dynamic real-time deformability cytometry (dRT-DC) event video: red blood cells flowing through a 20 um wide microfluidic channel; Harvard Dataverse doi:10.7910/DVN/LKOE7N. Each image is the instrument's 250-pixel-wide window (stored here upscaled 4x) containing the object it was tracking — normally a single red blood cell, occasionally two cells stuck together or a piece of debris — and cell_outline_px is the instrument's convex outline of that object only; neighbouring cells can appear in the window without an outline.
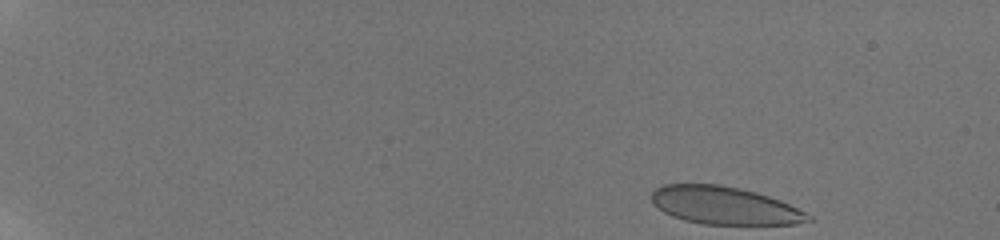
{"species": "human", "species_latin": "Homo sapiens", "temperature_condition": "room temperature", "stored_images_in_passage": 40, "camera_frame_rate_fps": 3000, "um_per_image_px": 0.085, "donor": {"sex": "male"}, "frame": {"image": 1, "passage_image": 1, "time_ms": 0.0, "image_size_px": [1000, 240], "cell_outline_px": [[812, 220], [796, 224], [704, 224], [684, 220], [672, 216], [664, 212], [652, 204], [652, 192], [656, 188], [664, 184], [720, 184], [740, 188], [756, 192], [780, 200], [812, 216]], "centroid_in_image_um": [61.55, 17.46], "position_along_channel_um": 23.4, "area_um2": 34.33}}
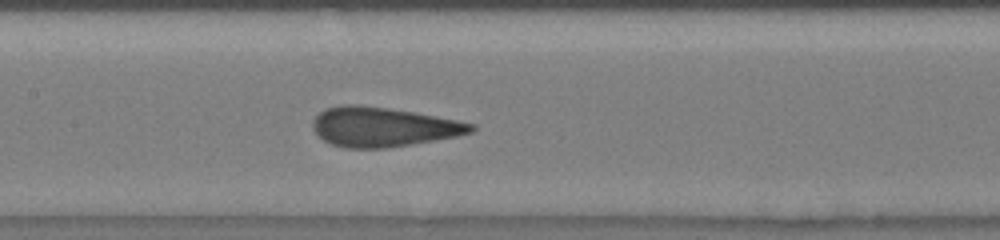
{"frame": {"image": 2, "passage_image": 31, "time_ms": 8.0, "image_size_px": [1000, 240], "cell_outline_px": [[476, 128], [472, 132], [456, 136], [436, 140], [388, 148], [344, 148], [332, 144], [316, 136], [312, 128], [312, 120], [320, 112], [328, 108], [340, 104], [360, 104], [388, 108], [412, 112], [456, 120], [476, 124]], "centroid_in_image_um": [32.52, 10.79], "position_along_channel_um": 174.9, "area_um2": 36.53}}
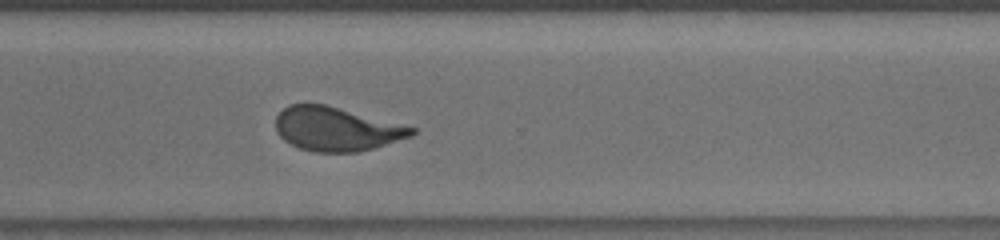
{"frame": {"image": 3, "passage_image": 40, "time_ms": 12.333, "image_size_px": [1000, 240], "cell_outline_px": [[416, 132], [412, 136], [372, 148], [356, 152], [316, 152], [300, 148], [284, 140], [276, 132], [276, 116], [288, 104], [324, 104], [416, 128]], "centroid_in_image_um": [28.56, 10.96], "position_along_channel_um": 342.0, "area_um2": 34.33}}